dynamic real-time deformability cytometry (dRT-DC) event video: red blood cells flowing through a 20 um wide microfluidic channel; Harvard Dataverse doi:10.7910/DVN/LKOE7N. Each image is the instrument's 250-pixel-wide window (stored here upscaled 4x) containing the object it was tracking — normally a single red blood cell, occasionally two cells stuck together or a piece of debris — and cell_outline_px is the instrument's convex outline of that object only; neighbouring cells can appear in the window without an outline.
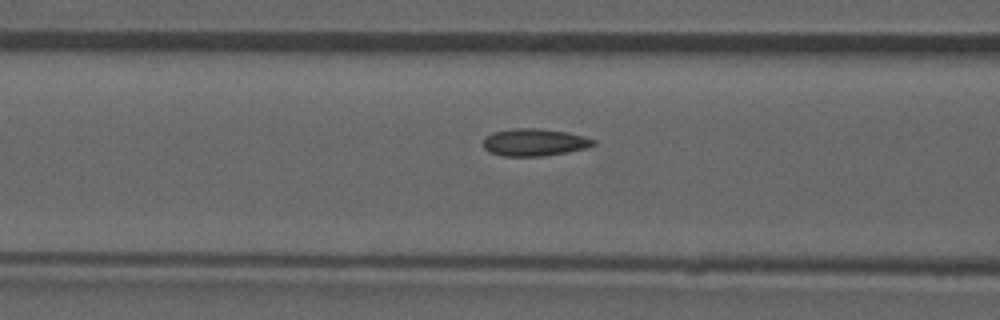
{"species": "common noctule bat (a hibernating species)", "species_latin": "Nyctalus noctula", "temperature_condition": "room temperature", "stored_images_in_passage": 45, "camera_frame_rate_fps": 3000, "um_per_image_px": 0.085, "animal": {"sex": "male", "forearm_length_mm": 52.5}, "frame": {"image": 1, "passage_image": 14, "time_ms": 4.333, "image_size_px": [1000, 320], "cell_outline_px": [[596, 144], [588, 148], [544, 156], [504, 156], [488, 152], [484, 148], [484, 136], [492, 132], [512, 128], [536, 128], [568, 132], [584, 136], [596, 140]], "centroid_in_image_um": [45.42, 12.09], "position_along_channel_um": 121.2, "area_um2": 17.74}, "authors_computed_cell_mechanics": {"area_um2": 17.051, "velocity_mm_per_s": 3.9254, "shape_relaxation_time_tau1_ms": null, "shape_relaxation_time_tau2_ms": 0.9503, "deformation_change_tau1": null, "deformation_change_tau2": 0.0545}}